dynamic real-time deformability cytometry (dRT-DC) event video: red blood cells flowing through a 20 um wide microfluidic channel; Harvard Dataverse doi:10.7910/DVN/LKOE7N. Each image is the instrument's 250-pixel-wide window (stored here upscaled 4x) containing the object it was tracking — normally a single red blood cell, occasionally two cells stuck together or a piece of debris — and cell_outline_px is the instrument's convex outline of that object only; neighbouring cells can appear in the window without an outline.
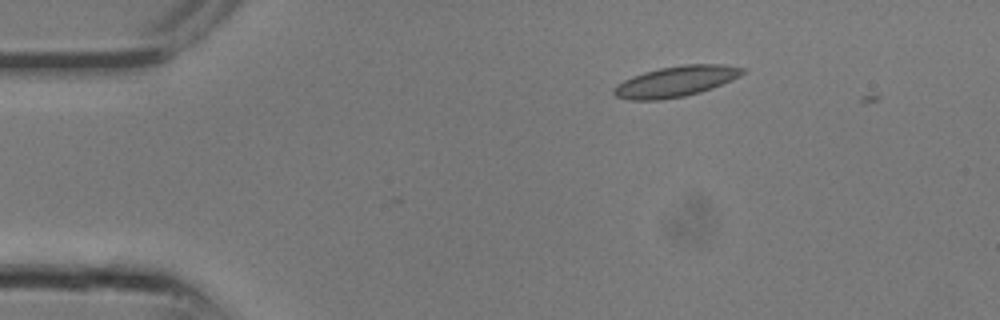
{"species": "common noctule bat (a hibernating species)", "species_latin": "Nyctalus noctula", "temperature_condition": "room temperature", "stored_images_in_passage": 3, "camera_frame_rate_fps": 3000, "um_per_image_px": 0.085, "animal": {"sex": "male", "body_mass_g": 13.3}, "frame": {"image": 1, "passage_image": 2, "time_ms": 0.333, "image_size_px": [1000, 320], "cell_outline_px": [[744, 72], [740, 76], [732, 80], [712, 88], [700, 92], [684, 96], [660, 100], [628, 100], [616, 96], [612, 92], [612, 88], [616, 84], [632, 76], [644, 72], [660, 68], [684, 64], [724, 64], [744, 68]], "centroid_in_image_um": [57.42, 6.92], "position_along_channel_um": 27.6, "area_um2": 23.06}}